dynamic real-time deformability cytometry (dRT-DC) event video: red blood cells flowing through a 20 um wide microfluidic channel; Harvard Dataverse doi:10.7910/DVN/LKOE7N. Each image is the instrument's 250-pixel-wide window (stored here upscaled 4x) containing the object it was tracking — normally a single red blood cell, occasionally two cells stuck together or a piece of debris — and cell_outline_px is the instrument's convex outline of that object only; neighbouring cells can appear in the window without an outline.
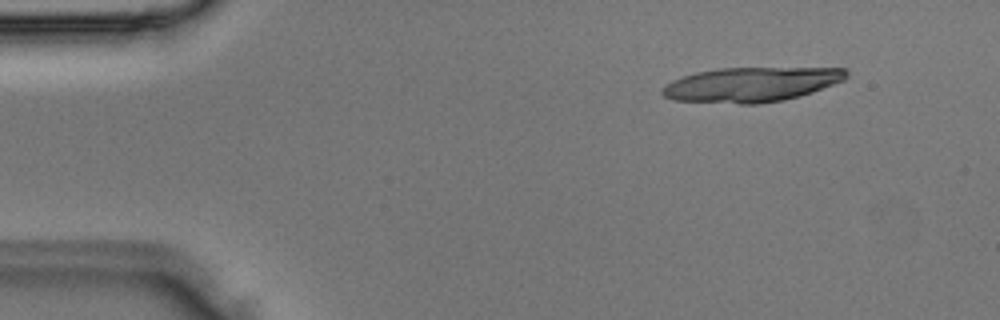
{"species": "Egyptian fruit bat (a non-hibernating species)", "species_latin": "Rousettus aegyptiacus", "temperature_condition": "room temperature", "stored_images_in_passage": 3, "camera_frame_rate_fps": 3000, "um_per_image_px": 0.085, "animal": {"sex": "male"}, "frame": {"image": 1, "passage_image": 1, "time_ms": 0.0, "image_size_px": [1000, 320], "cell_outline_px": [[848, 76], [844, 80], [812, 92], [784, 100], [756, 104], [740, 104], [672, 100], [664, 96], [660, 92], [660, 88], [664, 84], [672, 80], [696, 72], [716, 68], [848, 68]], "centroid_in_image_um": [63.82, 7.18], "position_along_channel_um": 21.2, "area_um2": 37.34}}